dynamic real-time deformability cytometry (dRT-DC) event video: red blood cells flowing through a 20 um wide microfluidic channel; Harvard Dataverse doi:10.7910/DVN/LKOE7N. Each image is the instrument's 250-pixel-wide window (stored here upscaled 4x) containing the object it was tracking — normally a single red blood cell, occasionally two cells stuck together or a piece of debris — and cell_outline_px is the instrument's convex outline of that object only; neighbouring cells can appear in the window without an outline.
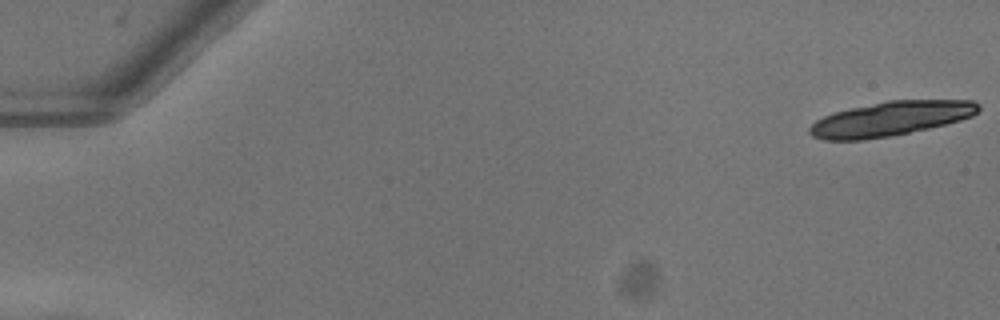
{"species": "common noctule bat (a hibernating species)", "species_latin": "Nyctalus noctula", "temperature_condition": "warm", "stored_images_in_passage": 11, "camera_frame_rate_fps": 3000, "um_per_image_px": 0.085, "animal": {"sex": "female"}, "frame": {"image": 1, "passage_image": 1, "time_ms": 0.0, "image_size_px": [1000, 320], "cell_outline_px": [[980, 108], [972, 116], [960, 120], [928, 128], [888, 136], [864, 140], [824, 140], [812, 136], [808, 132], [808, 128], [816, 120], [832, 112], [888, 100], [972, 100], [980, 104]], "centroid_in_image_um": [75.67, 10.09], "position_along_channel_um": 9.3, "area_um2": 33.7}}